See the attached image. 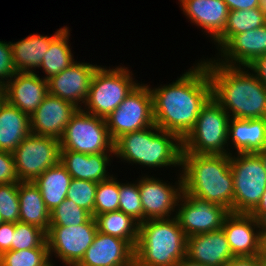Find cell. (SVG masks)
<instances>
[{"label":"cell","instance_id":"47","mask_svg":"<svg viewBox=\"0 0 266 266\" xmlns=\"http://www.w3.org/2000/svg\"><path fill=\"white\" fill-rule=\"evenodd\" d=\"M176 266H206L199 264L198 262L192 261L189 258L185 257L184 259H181Z\"/></svg>","mask_w":266,"mask_h":266},{"label":"cell","instance_id":"42","mask_svg":"<svg viewBox=\"0 0 266 266\" xmlns=\"http://www.w3.org/2000/svg\"><path fill=\"white\" fill-rule=\"evenodd\" d=\"M224 266H263L262 258L258 256L233 257Z\"/></svg>","mask_w":266,"mask_h":266},{"label":"cell","instance_id":"34","mask_svg":"<svg viewBox=\"0 0 266 266\" xmlns=\"http://www.w3.org/2000/svg\"><path fill=\"white\" fill-rule=\"evenodd\" d=\"M92 217L88 211L66 198L50 211V226H77L87 223Z\"/></svg>","mask_w":266,"mask_h":266},{"label":"cell","instance_id":"26","mask_svg":"<svg viewBox=\"0 0 266 266\" xmlns=\"http://www.w3.org/2000/svg\"><path fill=\"white\" fill-rule=\"evenodd\" d=\"M30 134V116L5 100L0 106V150L12 153Z\"/></svg>","mask_w":266,"mask_h":266},{"label":"cell","instance_id":"7","mask_svg":"<svg viewBox=\"0 0 266 266\" xmlns=\"http://www.w3.org/2000/svg\"><path fill=\"white\" fill-rule=\"evenodd\" d=\"M132 71L118 66L108 69L99 66L91 80L89 93L82 110L106 119L139 84L134 81Z\"/></svg>","mask_w":266,"mask_h":266},{"label":"cell","instance_id":"18","mask_svg":"<svg viewBox=\"0 0 266 266\" xmlns=\"http://www.w3.org/2000/svg\"><path fill=\"white\" fill-rule=\"evenodd\" d=\"M5 100L32 115L48 94V81L35 72H17L4 86Z\"/></svg>","mask_w":266,"mask_h":266},{"label":"cell","instance_id":"16","mask_svg":"<svg viewBox=\"0 0 266 266\" xmlns=\"http://www.w3.org/2000/svg\"><path fill=\"white\" fill-rule=\"evenodd\" d=\"M78 109L74 104L48 93L30 115L31 133L60 139Z\"/></svg>","mask_w":266,"mask_h":266},{"label":"cell","instance_id":"19","mask_svg":"<svg viewBox=\"0 0 266 266\" xmlns=\"http://www.w3.org/2000/svg\"><path fill=\"white\" fill-rule=\"evenodd\" d=\"M222 229L235 257L260 255L258 221L251 214L230 212Z\"/></svg>","mask_w":266,"mask_h":266},{"label":"cell","instance_id":"30","mask_svg":"<svg viewBox=\"0 0 266 266\" xmlns=\"http://www.w3.org/2000/svg\"><path fill=\"white\" fill-rule=\"evenodd\" d=\"M70 30L67 26L50 42L39 68L43 69L44 80L50 79L75 62L69 46Z\"/></svg>","mask_w":266,"mask_h":266},{"label":"cell","instance_id":"27","mask_svg":"<svg viewBox=\"0 0 266 266\" xmlns=\"http://www.w3.org/2000/svg\"><path fill=\"white\" fill-rule=\"evenodd\" d=\"M18 199L20 222L38 226L47 232L50 226V211L33 181L19 182Z\"/></svg>","mask_w":266,"mask_h":266},{"label":"cell","instance_id":"48","mask_svg":"<svg viewBox=\"0 0 266 266\" xmlns=\"http://www.w3.org/2000/svg\"><path fill=\"white\" fill-rule=\"evenodd\" d=\"M259 231L266 232V212L257 220Z\"/></svg>","mask_w":266,"mask_h":266},{"label":"cell","instance_id":"40","mask_svg":"<svg viewBox=\"0 0 266 266\" xmlns=\"http://www.w3.org/2000/svg\"><path fill=\"white\" fill-rule=\"evenodd\" d=\"M19 182L13 154L0 150V185Z\"/></svg>","mask_w":266,"mask_h":266},{"label":"cell","instance_id":"36","mask_svg":"<svg viewBox=\"0 0 266 266\" xmlns=\"http://www.w3.org/2000/svg\"><path fill=\"white\" fill-rule=\"evenodd\" d=\"M98 183L72 178L67 192V199L88 211L94 217V203Z\"/></svg>","mask_w":266,"mask_h":266},{"label":"cell","instance_id":"53","mask_svg":"<svg viewBox=\"0 0 266 266\" xmlns=\"http://www.w3.org/2000/svg\"><path fill=\"white\" fill-rule=\"evenodd\" d=\"M262 265L266 266V258H262Z\"/></svg>","mask_w":266,"mask_h":266},{"label":"cell","instance_id":"52","mask_svg":"<svg viewBox=\"0 0 266 266\" xmlns=\"http://www.w3.org/2000/svg\"><path fill=\"white\" fill-rule=\"evenodd\" d=\"M54 262L51 261V258L42 266H55V264H53Z\"/></svg>","mask_w":266,"mask_h":266},{"label":"cell","instance_id":"6","mask_svg":"<svg viewBox=\"0 0 266 266\" xmlns=\"http://www.w3.org/2000/svg\"><path fill=\"white\" fill-rule=\"evenodd\" d=\"M229 121V114L211 97L201 108L194 128L182 140V153L231 155Z\"/></svg>","mask_w":266,"mask_h":266},{"label":"cell","instance_id":"31","mask_svg":"<svg viewBox=\"0 0 266 266\" xmlns=\"http://www.w3.org/2000/svg\"><path fill=\"white\" fill-rule=\"evenodd\" d=\"M266 24V17L258 8L230 10L223 33L214 41L221 48L233 35L257 29Z\"/></svg>","mask_w":266,"mask_h":266},{"label":"cell","instance_id":"39","mask_svg":"<svg viewBox=\"0 0 266 266\" xmlns=\"http://www.w3.org/2000/svg\"><path fill=\"white\" fill-rule=\"evenodd\" d=\"M16 73L10 41H0V87L10 81Z\"/></svg>","mask_w":266,"mask_h":266},{"label":"cell","instance_id":"50","mask_svg":"<svg viewBox=\"0 0 266 266\" xmlns=\"http://www.w3.org/2000/svg\"><path fill=\"white\" fill-rule=\"evenodd\" d=\"M259 9L266 17V0H259Z\"/></svg>","mask_w":266,"mask_h":266},{"label":"cell","instance_id":"11","mask_svg":"<svg viewBox=\"0 0 266 266\" xmlns=\"http://www.w3.org/2000/svg\"><path fill=\"white\" fill-rule=\"evenodd\" d=\"M12 154L20 182H31L59 162L60 142L57 138L31 133Z\"/></svg>","mask_w":266,"mask_h":266},{"label":"cell","instance_id":"8","mask_svg":"<svg viewBox=\"0 0 266 266\" xmlns=\"http://www.w3.org/2000/svg\"><path fill=\"white\" fill-rule=\"evenodd\" d=\"M236 155H230L234 182V213L250 214L259 204L266 189V169L257 153Z\"/></svg>","mask_w":266,"mask_h":266},{"label":"cell","instance_id":"24","mask_svg":"<svg viewBox=\"0 0 266 266\" xmlns=\"http://www.w3.org/2000/svg\"><path fill=\"white\" fill-rule=\"evenodd\" d=\"M236 153H258L266 146V118H230L228 125V144Z\"/></svg>","mask_w":266,"mask_h":266},{"label":"cell","instance_id":"44","mask_svg":"<svg viewBox=\"0 0 266 266\" xmlns=\"http://www.w3.org/2000/svg\"><path fill=\"white\" fill-rule=\"evenodd\" d=\"M230 10H247L259 7V0H223Z\"/></svg>","mask_w":266,"mask_h":266},{"label":"cell","instance_id":"49","mask_svg":"<svg viewBox=\"0 0 266 266\" xmlns=\"http://www.w3.org/2000/svg\"><path fill=\"white\" fill-rule=\"evenodd\" d=\"M257 154L260 156L264 164V168L266 169V146L261 151H259Z\"/></svg>","mask_w":266,"mask_h":266},{"label":"cell","instance_id":"25","mask_svg":"<svg viewBox=\"0 0 266 266\" xmlns=\"http://www.w3.org/2000/svg\"><path fill=\"white\" fill-rule=\"evenodd\" d=\"M64 29L59 28L52 36L31 34L17 42H10L13 62L17 72L33 73L39 69L50 42Z\"/></svg>","mask_w":266,"mask_h":266},{"label":"cell","instance_id":"22","mask_svg":"<svg viewBox=\"0 0 266 266\" xmlns=\"http://www.w3.org/2000/svg\"><path fill=\"white\" fill-rule=\"evenodd\" d=\"M182 11L194 25L215 41L224 31L229 9L223 0H179Z\"/></svg>","mask_w":266,"mask_h":266},{"label":"cell","instance_id":"45","mask_svg":"<svg viewBox=\"0 0 266 266\" xmlns=\"http://www.w3.org/2000/svg\"><path fill=\"white\" fill-rule=\"evenodd\" d=\"M266 212V189L261 197L257 207L250 213L256 220H258Z\"/></svg>","mask_w":266,"mask_h":266},{"label":"cell","instance_id":"4","mask_svg":"<svg viewBox=\"0 0 266 266\" xmlns=\"http://www.w3.org/2000/svg\"><path fill=\"white\" fill-rule=\"evenodd\" d=\"M183 142L175 133L152 125L120 136L114 142V156L143 167H180Z\"/></svg>","mask_w":266,"mask_h":266},{"label":"cell","instance_id":"12","mask_svg":"<svg viewBox=\"0 0 266 266\" xmlns=\"http://www.w3.org/2000/svg\"><path fill=\"white\" fill-rule=\"evenodd\" d=\"M97 231L94 217L77 226H49L46 232L49 257L54 253L64 266H77L93 243Z\"/></svg>","mask_w":266,"mask_h":266},{"label":"cell","instance_id":"21","mask_svg":"<svg viewBox=\"0 0 266 266\" xmlns=\"http://www.w3.org/2000/svg\"><path fill=\"white\" fill-rule=\"evenodd\" d=\"M186 257L206 266H224L235 256L221 228L188 237Z\"/></svg>","mask_w":266,"mask_h":266},{"label":"cell","instance_id":"20","mask_svg":"<svg viewBox=\"0 0 266 266\" xmlns=\"http://www.w3.org/2000/svg\"><path fill=\"white\" fill-rule=\"evenodd\" d=\"M135 249L126 241L97 231L77 266H134Z\"/></svg>","mask_w":266,"mask_h":266},{"label":"cell","instance_id":"23","mask_svg":"<svg viewBox=\"0 0 266 266\" xmlns=\"http://www.w3.org/2000/svg\"><path fill=\"white\" fill-rule=\"evenodd\" d=\"M114 153L85 154L60 149V163L74 179L88 180L100 183L112 176L107 172L110 155Z\"/></svg>","mask_w":266,"mask_h":266},{"label":"cell","instance_id":"15","mask_svg":"<svg viewBox=\"0 0 266 266\" xmlns=\"http://www.w3.org/2000/svg\"><path fill=\"white\" fill-rule=\"evenodd\" d=\"M98 67L97 64L80 63L76 60L62 72L47 80L48 93L82 109L89 93L92 77Z\"/></svg>","mask_w":266,"mask_h":266},{"label":"cell","instance_id":"51","mask_svg":"<svg viewBox=\"0 0 266 266\" xmlns=\"http://www.w3.org/2000/svg\"><path fill=\"white\" fill-rule=\"evenodd\" d=\"M4 101H5V93H4L3 87H0V106L2 105Z\"/></svg>","mask_w":266,"mask_h":266},{"label":"cell","instance_id":"35","mask_svg":"<svg viewBox=\"0 0 266 266\" xmlns=\"http://www.w3.org/2000/svg\"><path fill=\"white\" fill-rule=\"evenodd\" d=\"M49 259L48 248L9 250L1 254L0 266H42Z\"/></svg>","mask_w":266,"mask_h":266},{"label":"cell","instance_id":"14","mask_svg":"<svg viewBox=\"0 0 266 266\" xmlns=\"http://www.w3.org/2000/svg\"><path fill=\"white\" fill-rule=\"evenodd\" d=\"M175 185L167 184L159 178L144 176L138 179V187L143 207V222L149 219L176 216L177 204L183 192L181 173ZM175 214V215H172ZM172 215V216H171Z\"/></svg>","mask_w":266,"mask_h":266},{"label":"cell","instance_id":"37","mask_svg":"<svg viewBox=\"0 0 266 266\" xmlns=\"http://www.w3.org/2000/svg\"><path fill=\"white\" fill-rule=\"evenodd\" d=\"M119 210L131 216L139 224L143 223V207L139 193L138 180L135 183H121Z\"/></svg>","mask_w":266,"mask_h":266},{"label":"cell","instance_id":"2","mask_svg":"<svg viewBox=\"0 0 266 266\" xmlns=\"http://www.w3.org/2000/svg\"><path fill=\"white\" fill-rule=\"evenodd\" d=\"M204 62L211 82V97L230 118H266V87L249 67L227 66L213 58Z\"/></svg>","mask_w":266,"mask_h":266},{"label":"cell","instance_id":"43","mask_svg":"<svg viewBox=\"0 0 266 266\" xmlns=\"http://www.w3.org/2000/svg\"><path fill=\"white\" fill-rule=\"evenodd\" d=\"M248 67L257 75L262 84L266 87V54L257 58Z\"/></svg>","mask_w":266,"mask_h":266},{"label":"cell","instance_id":"3","mask_svg":"<svg viewBox=\"0 0 266 266\" xmlns=\"http://www.w3.org/2000/svg\"><path fill=\"white\" fill-rule=\"evenodd\" d=\"M183 191L234 213V182L230 155L182 153Z\"/></svg>","mask_w":266,"mask_h":266},{"label":"cell","instance_id":"1","mask_svg":"<svg viewBox=\"0 0 266 266\" xmlns=\"http://www.w3.org/2000/svg\"><path fill=\"white\" fill-rule=\"evenodd\" d=\"M170 84L150 88L155 125L182 140L194 128L201 108L211 98V82L203 60Z\"/></svg>","mask_w":266,"mask_h":266},{"label":"cell","instance_id":"29","mask_svg":"<svg viewBox=\"0 0 266 266\" xmlns=\"http://www.w3.org/2000/svg\"><path fill=\"white\" fill-rule=\"evenodd\" d=\"M100 233L126 240L134 249L138 243L139 223L128 214L117 210L95 217Z\"/></svg>","mask_w":266,"mask_h":266},{"label":"cell","instance_id":"46","mask_svg":"<svg viewBox=\"0 0 266 266\" xmlns=\"http://www.w3.org/2000/svg\"><path fill=\"white\" fill-rule=\"evenodd\" d=\"M260 256L266 258V232H260Z\"/></svg>","mask_w":266,"mask_h":266},{"label":"cell","instance_id":"10","mask_svg":"<svg viewBox=\"0 0 266 266\" xmlns=\"http://www.w3.org/2000/svg\"><path fill=\"white\" fill-rule=\"evenodd\" d=\"M105 120L113 142L124 134L155 125L149 85L139 83Z\"/></svg>","mask_w":266,"mask_h":266},{"label":"cell","instance_id":"17","mask_svg":"<svg viewBox=\"0 0 266 266\" xmlns=\"http://www.w3.org/2000/svg\"><path fill=\"white\" fill-rule=\"evenodd\" d=\"M218 51V57L221 58H216V62L227 66L248 67L266 54V24L233 35Z\"/></svg>","mask_w":266,"mask_h":266},{"label":"cell","instance_id":"5","mask_svg":"<svg viewBox=\"0 0 266 266\" xmlns=\"http://www.w3.org/2000/svg\"><path fill=\"white\" fill-rule=\"evenodd\" d=\"M187 237L171 218L149 219L139 224L134 266H176L186 257Z\"/></svg>","mask_w":266,"mask_h":266},{"label":"cell","instance_id":"33","mask_svg":"<svg viewBox=\"0 0 266 266\" xmlns=\"http://www.w3.org/2000/svg\"><path fill=\"white\" fill-rule=\"evenodd\" d=\"M32 248H48L46 232L38 226L16 222L12 250L20 251Z\"/></svg>","mask_w":266,"mask_h":266},{"label":"cell","instance_id":"38","mask_svg":"<svg viewBox=\"0 0 266 266\" xmlns=\"http://www.w3.org/2000/svg\"><path fill=\"white\" fill-rule=\"evenodd\" d=\"M19 183L0 185V216L3 222L20 221Z\"/></svg>","mask_w":266,"mask_h":266},{"label":"cell","instance_id":"28","mask_svg":"<svg viewBox=\"0 0 266 266\" xmlns=\"http://www.w3.org/2000/svg\"><path fill=\"white\" fill-rule=\"evenodd\" d=\"M71 180L72 176L59 161L33 182L38 187L46 208L52 211L67 198Z\"/></svg>","mask_w":266,"mask_h":266},{"label":"cell","instance_id":"32","mask_svg":"<svg viewBox=\"0 0 266 266\" xmlns=\"http://www.w3.org/2000/svg\"><path fill=\"white\" fill-rule=\"evenodd\" d=\"M113 175L98 183L94 203V218L99 214L119 210L120 182Z\"/></svg>","mask_w":266,"mask_h":266},{"label":"cell","instance_id":"9","mask_svg":"<svg viewBox=\"0 0 266 266\" xmlns=\"http://www.w3.org/2000/svg\"><path fill=\"white\" fill-rule=\"evenodd\" d=\"M60 149L78 153H114L106 120L78 109L59 139Z\"/></svg>","mask_w":266,"mask_h":266},{"label":"cell","instance_id":"41","mask_svg":"<svg viewBox=\"0 0 266 266\" xmlns=\"http://www.w3.org/2000/svg\"><path fill=\"white\" fill-rule=\"evenodd\" d=\"M15 231V223L2 222L0 224V255L12 250V238Z\"/></svg>","mask_w":266,"mask_h":266},{"label":"cell","instance_id":"13","mask_svg":"<svg viewBox=\"0 0 266 266\" xmlns=\"http://www.w3.org/2000/svg\"><path fill=\"white\" fill-rule=\"evenodd\" d=\"M230 211L222 205L182 192L176 218L186 237L208 233L222 228Z\"/></svg>","mask_w":266,"mask_h":266}]
</instances>
